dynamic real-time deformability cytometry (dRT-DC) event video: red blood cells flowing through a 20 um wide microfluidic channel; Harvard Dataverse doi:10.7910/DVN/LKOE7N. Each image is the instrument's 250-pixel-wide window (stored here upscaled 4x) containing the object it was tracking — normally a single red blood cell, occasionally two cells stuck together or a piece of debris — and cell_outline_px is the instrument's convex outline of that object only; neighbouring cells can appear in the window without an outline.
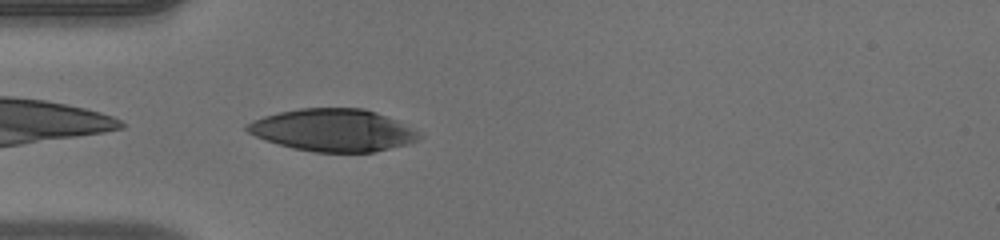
{"species": "human", "species_latin": "Homo sapiens", "temperature_condition": "warm", "stored_images_in_passage": 36, "camera_frame_rate_fps": 3000, "um_per_image_px": 0.085, "donor": {"sex": "male"}, "frame": {"image": 1, "passage_image": 1, "time_ms": 0.0, "image_size_px": [1000, 240], "cell_outline_px": [[424, 136], [420, 140], [408, 144], [372, 152], [316, 152], [292, 148], [264, 140], [248, 132], [244, 128], [244, 124], [252, 120], [264, 116], [280, 112], [300, 108], [364, 108], [376, 112], [396, 120]], "centroid_in_image_um": [28.28, 11.06], "position_along_channel_um": 56.7, "area_um2": 42.43}}
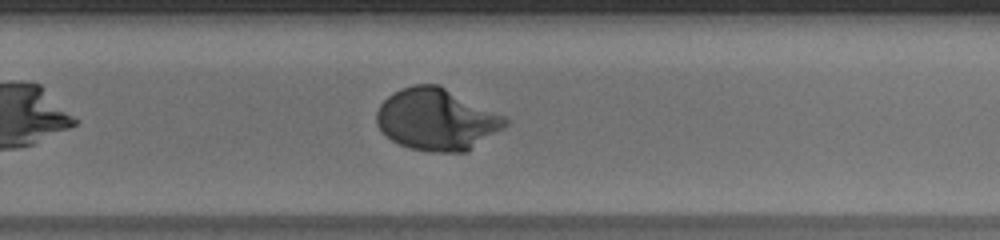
{"frame": {"image": 2, "passage_image": 19, "time_ms": 6.0, "image_size_px": [1000, 240], "cell_outline_px": [[508, 124], [504, 128], [468, 152], [432, 152], [412, 148], [400, 144], [392, 140], [380, 132], [376, 124], [376, 112], [380, 104], [392, 92], [400, 88], [412, 84], [440, 84], [504, 116], [508, 120]], "centroid_in_image_um": [37.1, 10.14], "position_along_channel_um": 292.7, "area_um2": 46.7}}
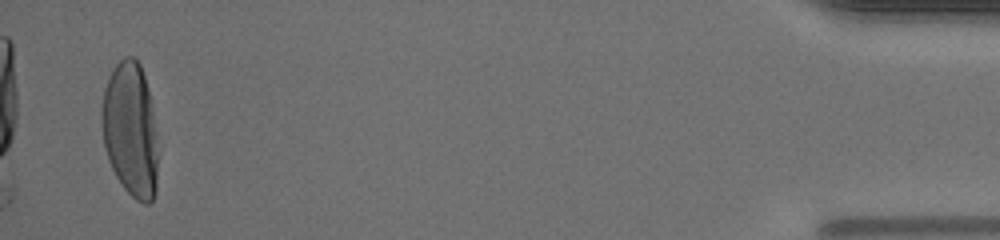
{"frame": {"image": 3, "passage_image": 35, "time_ms": 11.333, "image_size_px": [1000, 240], "cell_outline_px": [[156, 192], [152, 200], [148, 204], [144, 204], [136, 200], [124, 188], [116, 176], [108, 160], [104, 148], [100, 124], [100, 112], [104, 88], [108, 76], [116, 64], [124, 56], [132, 56], [140, 64], [148, 88], [152, 104], [156, 152]], "centroid_in_image_um": [11.04, 11.01], "position_along_channel_um": 424.2, "area_um2": 44.16}, "authors_computed_cell_mechanics": {"area_um2": 43.9569, "velocity_mm_per_s": 4.0292, "shape_relaxation_time_tau1_ms": 2.9911, "shape_relaxation_time_tau2_ms": null, "deformation_change_tau1": 0.2227, "deformation_change_tau2": null}}